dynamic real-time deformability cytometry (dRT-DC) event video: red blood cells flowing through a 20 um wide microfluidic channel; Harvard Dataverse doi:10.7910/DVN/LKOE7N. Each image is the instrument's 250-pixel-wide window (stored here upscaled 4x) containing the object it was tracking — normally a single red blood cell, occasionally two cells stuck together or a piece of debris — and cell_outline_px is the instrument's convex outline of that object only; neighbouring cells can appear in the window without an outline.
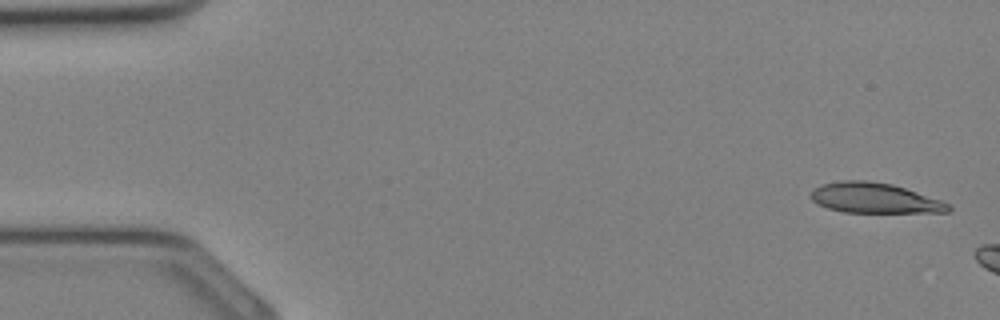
{"species": "Egyptian fruit bat (a non-hibernating species)", "species_latin": "Rousettus aegyptiacus", "temperature_condition": "cold", "stored_images_in_passage": 5, "camera_frame_rate_fps": 3000, "um_per_image_px": 0.085, "animal": {"sex": "female"}, "frame": {"image": 1, "passage_image": 1, "time_ms": 0.0, "image_size_px": [1000, 320], "cell_outline_px": [[952, 208], [948, 212], [844, 212], [828, 208], [816, 204], [808, 196], [812, 188], [820, 184], [844, 180], [864, 180], [892, 184], [940, 200], [948, 204]], "centroid_in_image_um": [74.24, 16.83], "position_along_channel_um": 10.8, "area_um2": 24.16}}